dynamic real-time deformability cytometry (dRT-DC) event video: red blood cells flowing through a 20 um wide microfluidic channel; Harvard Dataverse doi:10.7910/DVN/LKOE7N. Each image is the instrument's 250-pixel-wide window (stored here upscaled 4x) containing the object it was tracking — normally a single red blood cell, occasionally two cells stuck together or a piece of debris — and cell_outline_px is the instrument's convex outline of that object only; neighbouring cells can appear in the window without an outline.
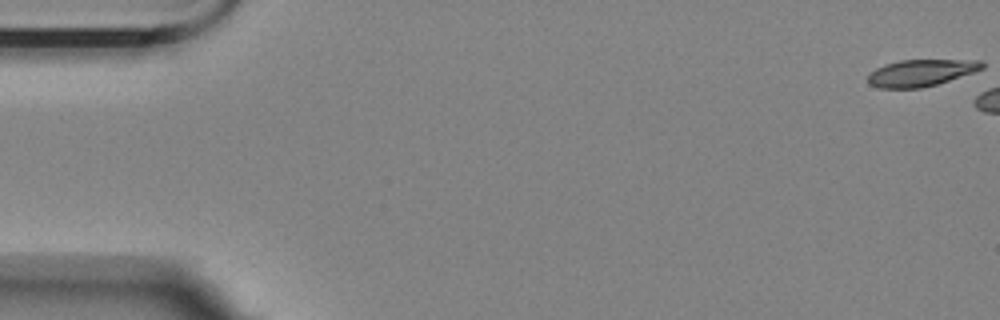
{"species": "Egyptian fruit bat (a non-hibernating species)", "species_latin": "Rousettus aegyptiacus", "temperature_condition": "room temperature", "stored_images_in_passage": 6, "camera_frame_rate_fps": 3000, "um_per_image_px": 0.085, "animal": {"sex": "female"}, "frame": {"image": 1, "passage_image": 1, "time_ms": 0.0, "image_size_px": [1000, 320], "cell_outline_px": [[984, 68], [936, 84], [920, 88], [880, 88], [868, 84], [868, 76], [876, 68], [884, 64], [900, 60], [980, 60], [984, 64]], "centroid_in_image_um": [78.24, 6.18], "position_along_channel_um": 6.8, "area_um2": 17.57}}